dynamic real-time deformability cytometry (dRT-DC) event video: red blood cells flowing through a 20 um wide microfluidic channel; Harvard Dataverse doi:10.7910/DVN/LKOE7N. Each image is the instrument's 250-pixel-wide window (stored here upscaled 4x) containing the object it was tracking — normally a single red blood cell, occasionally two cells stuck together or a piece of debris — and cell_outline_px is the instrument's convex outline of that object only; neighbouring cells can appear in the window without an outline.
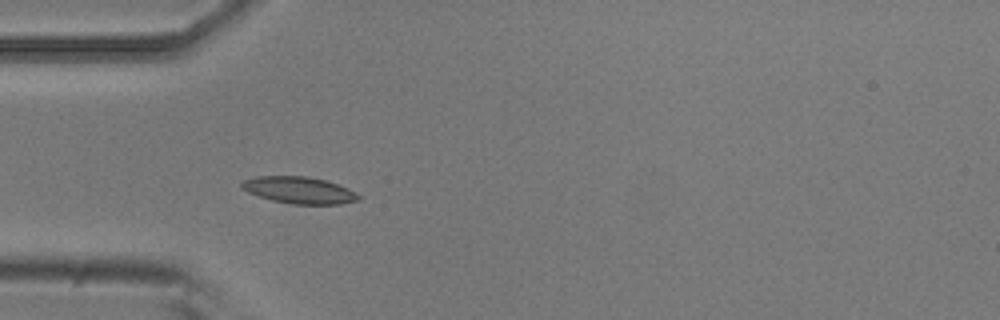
{"species": "common noctule bat (a hibernating species)", "species_latin": "Nyctalus noctula", "temperature_condition": "room temperature", "stored_images_in_passage": 4, "camera_frame_rate_fps": 3000, "um_per_image_px": 0.085, "animal": {"sex": "male", "body_mass_g": 20.5, "forearm_length_mm": 52.5}, "frame": {"image": 1, "passage_image": 4, "time_ms": 1.0, "image_size_px": [1000, 320], "cell_outline_px": [[360, 200], [340, 204], [292, 204], [272, 200], [248, 192], [240, 188], [240, 184], [244, 180], [256, 176], [308, 176], [324, 180], [348, 188], [356, 192], [360, 196]], "centroid_in_image_um": [25.43, 16.16], "position_along_channel_um": 59.6, "area_um2": 18.21}}